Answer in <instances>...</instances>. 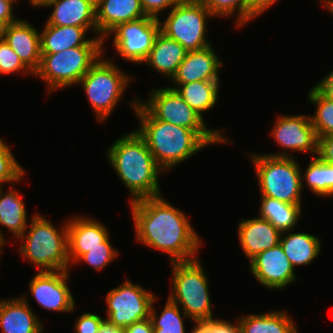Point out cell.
<instances>
[{
  "mask_svg": "<svg viewBox=\"0 0 333 333\" xmlns=\"http://www.w3.org/2000/svg\"><path fill=\"white\" fill-rule=\"evenodd\" d=\"M129 204L137 243L167 254L170 263L198 257L202 238L184 211L163 195Z\"/></svg>",
  "mask_w": 333,
  "mask_h": 333,
  "instance_id": "cell-1",
  "label": "cell"
},
{
  "mask_svg": "<svg viewBox=\"0 0 333 333\" xmlns=\"http://www.w3.org/2000/svg\"><path fill=\"white\" fill-rule=\"evenodd\" d=\"M107 160L130 194L129 203L163 195L157 165L144 139L134 129L116 139L106 151Z\"/></svg>",
  "mask_w": 333,
  "mask_h": 333,
  "instance_id": "cell-2",
  "label": "cell"
},
{
  "mask_svg": "<svg viewBox=\"0 0 333 333\" xmlns=\"http://www.w3.org/2000/svg\"><path fill=\"white\" fill-rule=\"evenodd\" d=\"M127 101L139 120L137 133L144 139L157 165L165 172L175 169L210 145L195 131L157 120L139 101Z\"/></svg>",
  "mask_w": 333,
  "mask_h": 333,
  "instance_id": "cell-3",
  "label": "cell"
},
{
  "mask_svg": "<svg viewBox=\"0 0 333 333\" xmlns=\"http://www.w3.org/2000/svg\"><path fill=\"white\" fill-rule=\"evenodd\" d=\"M64 222L57 229L50 219L34 213L25 232L17 239L22 258L38 272L70 270L67 219Z\"/></svg>",
  "mask_w": 333,
  "mask_h": 333,
  "instance_id": "cell-4",
  "label": "cell"
},
{
  "mask_svg": "<svg viewBox=\"0 0 333 333\" xmlns=\"http://www.w3.org/2000/svg\"><path fill=\"white\" fill-rule=\"evenodd\" d=\"M172 283L168 298L193 322L214 320L209 279L199 257L170 263Z\"/></svg>",
  "mask_w": 333,
  "mask_h": 333,
  "instance_id": "cell-5",
  "label": "cell"
},
{
  "mask_svg": "<svg viewBox=\"0 0 333 333\" xmlns=\"http://www.w3.org/2000/svg\"><path fill=\"white\" fill-rule=\"evenodd\" d=\"M115 63L103 53L77 84L82 86L96 120L102 124L122 101L125 90L134 80V76Z\"/></svg>",
  "mask_w": 333,
  "mask_h": 333,
  "instance_id": "cell-6",
  "label": "cell"
},
{
  "mask_svg": "<svg viewBox=\"0 0 333 333\" xmlns=\"http://www.w3.org/2000/svg\"><path fill=\"white\" fill-rule=\"evenodd\" d=\"M247 155L254 166L260 196L289 204H303L302 168L296 157H277L257 152Z\"/></svg>",
  "mask_w": 333,
  "mask_h": 333,
  "instance_id": "cell-7",
  "label": "cell"
},
{
  "mask_svg": "<svg viewBox=\"0 0 333 333\" xmlns=\"http://www.w3.org/2000/svg\"><path fill=\"white\" fill-rule=\"evenodd\" d=\"M105 50L103 46H79L58 53H41L34 77L44 81L48 94L77 86Z\"/></svg>",
  "mask_w": 333,
  "mask_h": 333,
  "instance_id": "cell-8",
  "label": "cell"
},
{
  "mask_svg": "<svg viewBox=\"0 0 333 333\" xmlns=\"http://www.w3.org/2000/svg\"><path fill=\"white\" fill-rule=\"evenodd\" d=\"M149 91L146 100L138 101L157 119L180 127L195 130L209 145L233 144L224 130L210 129L207 123L193 110L175 89L155 87ZM224 133V134H223Z\"/></svg>",
  "mask_w": 333,
  "mask_h": 333,
  "instance_id": "cell-9",
  "label": "cell"
},
{
  "mask_svg": "<svg viewBox=\"0 0 333 333\" xmlns=\"http://www.w3.org/2000/svg\"><path fill=\"white\" fill-rule=\"evenodd\" d=\"M166 16L164 20L158 19L160 32L177 41L187 51L200 50L211 45L207 37V22L215 17L200 0H184Z\"/></svg>",
  "mask_w": 333,
  "mask_h": 333,
  "instance_id": "cell-10",
  "label": "cell"
},
{
  "mask_svg": "<svg viewBox=\"0 0 333 333\" xmlns=\"http://www.w3.org/2000/svg\"><path fill=\"white\" fill-rule=\"evenodd\" d=\"M156 295L139 283L125 279L121 285L106 294V317L111 324L125 328L135 322L149 318Z\"/></svg>",
  "mask_w": 333,
  "mask_h": 333,
  "instance_id": "cell-11",
  "label": "cell"
},
{
  "mask_svg": "<svg viewBox=\"0 0 333 333\" xmlns=\"http://www.w3.org/2000/svg\"><path fill=\"white\" fill-rule=\"evenodd\" d=\"M159 32L158 19L151 16L141 17L118 24L103 39V47H105L106 40L113 37L111 42L118 56L128 62L143 65Z\"/></svg>",
  "mask_w": 333,
  "mask_h": 333,
  "instance_id": "cell-12",
  "label": "cell"
},
{
  "mask_svg": "<svg viewBox=\"0 0 333 333\" xmlns=\"http://www.w3.org/2000/svg\"><path fill=\"white\" fill-rule=\"evenodd\" d=\"M269 134L282 149L265 154L277 157H293L294 152L317 155L318 137L308 114L278 115Z\"/></svg>",
  "mask_w": 333,
  "mask_h": 333,
  "instance_id": "cell-13",
  "label": "cell"
},
{
  "mask_svg": "<svg viewBox=\"0 0 333 333\" xmlns=\"http://www.w3.org/2000/svg\"><path fill=\"white\" fill-rule=\"evenodd\" d=\"M69 270L37 272L28 283L29 294L44 311L73 313L76 300L69 288Z\"/></svg>",
  "mask_w": 333,
  "mask_h": 333,
  "instance_id": "cell-14",
  "label": "cell"
},
{
  "mask_svg": "<svg viewBox=\"0 0 333 333\" xmlns=\"http://www.w3.org/2000/svg\"><path fill=\"white\" fill-rule=\"evenodd\" d=\"M249 272L266 289L284 290L298 279L280 243L257 254L249 262Z\"/></svg>",
  "mask_w": 333,
  "mask_h": 333,
  "instance_id": "cell-15",
  "label": "cell"
},
{
  "mask_svg": "<svg viewBox=\"0 0 333 333\" xmlns=\"http://www.w3.org/2000/svg\"><path fill=\"white\" fill-rule=\"evenodd\" d=\"M68 258L70 269L87 249L103 247L109 237L108 228L100 221L89 216H73L67 219Z\"/></svg>",
  "mask_w": 333,
  "mask_h": 333,
  "instance_id": "cell-16",
  "label": "cell"
},
{
  "mask_svg": "<svg viewBox=\"0 0 333 333\" xmlns=\"http://www.w3.org/2000/svg\"><path fill=\"white\" fill-rule=\"evenodd\" d=\"M46 7L52 8L45 20L48 24L84 27L98 37L96 0H49L43 6V8Z\"/></svg>",
  "mask_w": 333,
  "mask_h": 333,
  "instance_id": "cell-17",
  "label": "cell"
},
{
  "mask_svg": "<svg viewBox=\"0 0 333 333\" xmlns=\"http://www.w3.org/2000/svg\"><path fill=\"white\" fill-rule=\"evenodd\" d=\"M214 49L211 44L200 50L187 51L185 59L170 81L173 84H186L194 81L220 80L223 61Z\"/></svg>",
  "mask_w": 333,
  "mask_h": 333,
  "instance_id": "cell-18",
  "label": "cell"
},
{
  "mask_svg": "<svg viewBox=\"0 0 333 333\" xmlns=\"http://www.w3.org/2000/svg\"><path fill=\"white\" fill-rule=\"evenodd\" d=\"M2 38L17 53L22 62L35 73L41 63L40 30L24 19L10 23Z\"/></svg>",
  "mask_w": 333,
  "mask_h": 333,
  "instance_id": "cell-19",
  "label": "cell"
},
{
  "mask_svg": "<svg viewBox=\"0 0 333 333\" xmlns=\"http://www.w3.org/2000/svg\"><path fill=\"white\" fill-rule=\"evenodd\" d=\"M21 296L0 299L1 332L43 333L45 331L43 321L35 314L26 294Z\"/></svg>",
  "mask_w": 333,
  "mask_h": 333,
  "instance_id": "cell-20",
  "label": "cell"
},
{
  "mask_svg": "<svg viewBox=\"0 0 333 333\" xmlns=\"http://www.w3.org/2000/svg\"><path fill=\"white\" fill-rule=\"evenodd\" d=\"M236 229L240 246L248 262L257 254L280 243L281 232L268 220L259 216L240 220Z\"/></svg>",
  "mask_w": 333,
  "mask_h": 333,
  "instance_id": "cell-21",
  "label": "cell"
},
{
  "mask_svg": "<svg viewBox=\"0 0 333 333\" xmlns=\"http://www.w3.org/2000/svg\"><path fill=\"white\" fill-rule=\"evenodd\" d=\"M84 27L57 26L45 22L40 31L41 53H58L79 46H103L101 37L86 38Z\"/></svg>",
  "mask_w": 333,
  "mask_h": 333,
  "instance_id": "cell-22",
  "label": "cell"
},
{
  "mask_svg": "<svg viewBox=\"0 0 333 333\" xmlns=\"http://www.w3.org/2000/svg\"><path fill=\"white\" fill-rule=\"evenodd\" d=\"M146 17L140 0H96L98 37L102 39L118 24Z\"/></svg>",
  "mask_w": 333,
  "mask_h": 333,
  "instance_id": "cell-23",
  "label": "cell"
},
{
  "mask_svg": "<svg viewBox=\"0 0 333 333\" xmlns=\"http://www.w3.org/2000/svg\"><path fill=\"white\" fill-rule=\"evenodd\" d=\"M186 54L187 50L181 44L159 32L143 63L170 82Z\"/></svg>",
  "mask_w": 333,
  "mask_h": 333,
  "instance_id": "cell-24",
  "label": "cell"
},
{
  "mask_svg": "<svg viewBox=\"0 0 333 333\" xmlns=\"http://www.w3.org/2000/svg\"><path fill=\"white\" fill-rule=\"evenodd\" d=\"M13 186L6 191L5 188L0 189V237L6 241L5 231L1 227H4V230L6 228L17 240L25 232L29 219L23 196Z\"/></svg>",
  "mask_w": 333,
  "mask_h": 333,
  "instance_id": "cell-25",
  "label": "cell"
},
{
  "mask_svg": "<svg viewBox=\"0 0 333 333\" xmlns=\"http://www.w3.org/2000/svg\"><path fill=\"white\" fill-rule=\"evenodd\" d=\"M289 230L281 233L280 245L292 266H309L322 252L320 237L306 232Z\"/></svg>",
  "mask_w": 333,
  "mask_h": 333,
  "instance_id": "cell-26",
  "label": "cell"
},
{
  "mask_svg": "<svg viewBox=\"0 0 333 333\" xmlns=\"http://www.w3.org/2000/svg\"><path fill=\"white\" fill-rule=\"evenodd\" d=\"M235 320L240 333H299L294 320L284 310L239 315Z\"/></svg>",
  "mask_w": 333,
  "mask_h": 333,
  "instance_id": "cell-27",
  "label": "cell"
},
{
  "mask_svg": "<svg viewBox=\"0 0 333 333\" xmlns=\"http://www.w3.org/2000/svg\"><path fill=\"white\" fill-rule=\"evenodd\" d=\"M220 80L194 81L186 84H172L184 101L204 120V113L217 106Z\"/></svg>",
  "mask_w": 333,
  "mask_h": 333,
  "instance_id": "cell-28",
  "label": "cell"
},
{
  "mask_svg": "<svg viewBox=\"0 0 333 333\" xmlns=\"http://www.w3.org/2000/svg\"><path fill=\"white\" fill-rule=\"evenodd\" d=\"M258 215L268 220L281 233L294 230L302 218V204H289L277 199L260 196Z\"/></svg>",
  "mask_w": 333,
  "mask_h": 333,
  "instance_id": "cell-29",
  "label": "cell"
},
{
  "mask_svg": "<svg viewBox=\"0 0 333 333\" xmlns=\"http://www.w3.org/2000/svg\"><path fill=\"white\" fill-rule=\"evenodd\" d=\"M301 170L302 190L307 185L316 197H333V164L311 157L305 171ZM305 181V182H304Z\"/></svg>",
  "mask_w": 333,
  "mask_h": 333,
  "instance_id": "cell-30",
  "label": "cell"
},
{
  "mask_svg": "<svg viewBox=\"0 0 333 333\" xmlns=\"http://www.w3.org/2000/svg\"><path fill=\"white\" fill-rule=\"evenodd\" d=\"M307 98L316 107L310 118L317 137L333 135V97L315 84L308 91Z\"/></svg>",
  "mask_w": 333,
  "mask_h": 333,
  "instance_id": "cell-31",
  "label": "cell"
},
{
  "mask_svg": "<svg viewBox=\"0 0 333 333\" xmlns=\"http://www.w3.org/2000/svg\"><path fill=\"white\" fill-rule=\"evenodd\" d=\"M157 298L158 296L152 302L149 315L154 333H186L184 320L190 319L186 313L168 297L162 312L159 313L154 306Z\"/></svg>",
  "mask_w": 333,
  "mask_h": 333,
  "instance_id": "cell-32",
  "label": "cell"
},
{
  "mask_svg": "<svg viewBox=\"0 0 333 333\" xmlns=\"http://www.w3.org/2000/svg\"><path fill=\"white\" fill-rule=\"evenodd\" d=\"M214 17H236L234 24L238 29L247 24V0H200Z\"/></svg>",
  "mask_w": 333,
  "mask_h": 333,
  "instance_id": "cell-33",
  "label": "cell"
},
{
  "mask_svg": "<svg viewBox=\"0 0 333 333\" xmlns=\"http://www.w3.org/2000/svg\"><path fill=\"white\" fill-rule=\"evenodd\" d=\"M26 174V169L16 160L10 145L0 138V189L4 184L20 183Z\"/></svg>",
  "mask_w": 333,
  "mask_h": 333,
  "instance_id": "cell-34",
  "label": "cell"
},
{
  "mask_svg": "<svg viewBox=\"0 0 333 333\" xmlns=\"http://www.w3.org/2000/svg\"><path fill=\"white\" fill-rule=\"evenodd\" d=\"M119 251L112 246L110 237L103 242V247H94L87 249V253H84L73 265L87 264L95 271L101 272L104 268L113 263L115 259L119 257Z\"/></svg>",
  "mask_w": 333,
  "mask_h": 333,
  "instance_id": "cell-35",
  "label": "cell"
},
{
  "mask_svg": "<svg viewBox=\"0 0 333 333\" xmlns=\"http://www.w3.org/2000/svg\"><path fill=\"white\" fill-rule=\"evenodd\" d=\"M14 73L34 77V73L22 62L7 42L0 37V76Z\"/></svg>",
  "mask_w": 333,
  "mask_h": 333,
  "instance_id": "cell-36",
  "label": "cell"
},
{
  "mask_svg": "<svg viewBox=\"0 0 333 333\" xmlns=\"http://www.w3.org/2000/svg\"><path fill=\"white\" fill-rule=\"evenodd\" d=\"M190 333H240L238 321L217 318L206 322H194Z\"/></svg>",
  "mask_w": 333,
  "mask_h": 333,
  "instance_id": "cell-37",
  "label": "cell"
},
{
  "mask_svg": "<svg viewBox=\"0 0 333 333\" xmlns=\"http://www.w3.org/2000/svg\"><path fill=\"white\" fill-rule=\"evenodd\" d=\"M104 319L105 317H101L95 312H84L75 319L73 330L76 333H98Z\"/></svg>",
  "mask_w": 333,
  "mask_h": 333,
  "instance_id": "cell-38",
  "label": "cell"
},
{
  "mask_svg": "<svg viewBox=\"0 0 333 333\" xmlns=\"http://www.w3.org/2000/svg\"><path fill=\"white\" fill-rule=\"evenodd\" d=\"M183 1L184 0H140V3L146 16L159 19L163 11L166 10V12H168Z\"/></svg>",
  "mask_w": 333,
  "mask_h": 333,
  "instance_id": "cell-39",
  "label": "cell"
},
{
  "mask_svg": "<svg viewBox=\"0 0 333 333\" xmlns=\"http://www.w3.org/2000/svg\"><path fill=\"white\" fill-rule=\"evenodd\" d=\"M279 0H247V24L256 17H260Z\"/></svg>",
  "mask_w": 333,
  "mask_h": 333,
  "instance_id": "cell-40",
  "label": "cell"
},
{
  "mask_svg": "<svg viewBox=\"0 0 333 333\" xmlns=\"http://www.w3.org/2000/svg\"><path fill=\"white\" fill-rule=\"evenodd\" d=\"M316 156L322 161L333 164V135L318 137Z\"/></svg>",
  "mask_w": 333,
  "mask_h": 333,
  "instance_id": "cell-41",
  "label": "cell"
},
{
  "mask_svg": "<svg viewBox=\"0 0 333 333\" xmlns=\"http://www.w3.org/2000/svg\"><path fill=\"white\" fill-rule=\"evenodd\" d=\"M13 0H0V19L6 24L16 22L19 18L14 14Z\"/></svg>",
  "mask_w": 333,
  "mask_h": 333,
  "instance_id": "cell-42",
  "label": "cell"
},
{
  "mask_svg": "<svg viewBox=\"0 0 333 333\" xmlns=\"http://www.w3.org/2000/svg\"><path fill=\"white\" fill-rule=\"evenodd\" d=\"M124 333H154L150 318L133 323L123 328Z\"/></svg>",
  "mask_w": 333,
  "mask_h": 333,
  "instance_id": "cell-43",
  "label": "cell"
},
{
  "mask_svg": "<svg viewBox=\"0 0 333 333\" xmlns=\"http://www.w3.org/2000/svg\"><path fill=\"white\" fill-rule=\"evenodd\" d=\"M317 84L333 97V70L328 71V75L326 74L325 77H322Z\"/></svg>",
  "mask_w": 333,
  "mask_h": 333,
  "instance_id": "cell-44",
  "label": "cell"
},
{
  "mask_svg": "<svg viewBox=\"0 0 333 333\" xmlns=\"http://www.w3.org/2000/svg\"><path fill=\"white\" fill-rule=\"evenodd\" d=\"M98 333H124V330L122 327L111 324L107 319H104Z\"/></svg>",
  "mask_w": 333,
  "mask_h": 333,
  "instance_id": "cell-45",
  "label": "cell"
},
{
  "mask_svg": "<svg viewBox=\"0 0 333 333\" xmlns=\"http://www.w3.org/2000/svg\"><path fill=\"white\" fill-rule=\"evenodd\" d=\"M318 2H320V5L326 8L325 10H328V12L333 16V0H319Z\"/></svg>",
  "mask_w": 333,
  "mask_h": 333,
  "instance_id": "cell-46",
  "label": "cell"
},
{
  "mask_svg": "<svg viewBox=\"0 0 333 333\" xmlns=\"http://www.w3.org/2000/svg\"><path fill=\"white\" fill-rule=\"evenodd\" d=\"M33 7H39L43 8V6L49 1V0H27Z\"/></svg>",
  "mask_w": 333,
  "mask_h": 333,
  "instance_id": "cell-47",
  "label": "cell"
},
{
  "mask_svg": "<svg viewBox=\"0 0 333 333\" xmlns=\"http://www.w3.org/2000/svg\"><path fill=\"white\" fill-rule=\"evenodd\" d=\"M8 241H6L5 239L0 237V258H1V254H2V250L5 244H7ZM1 260V259H0ZM1 265V264H0Z\"/></svg>",
  "mask_w": 333,
  "mask_h": 333,
  "instance_id": "cell-48",
  "label": "cell"
},
{
  "mask_svg": "<svg viewBox=\"0 0 333 333\" xmlns=\"http://www.w3.org/2000/svg\"><path fill=\"white\" fill-rule=\"evenodd\" d=\"M6 24L0 19V37H2L3 31L6 28Z\"/></svg>",
  "mask_w": 333,
  "mask_h": 333,
  "instance_id": "cell-49",
  "label": "cell"
}]
</instances>
